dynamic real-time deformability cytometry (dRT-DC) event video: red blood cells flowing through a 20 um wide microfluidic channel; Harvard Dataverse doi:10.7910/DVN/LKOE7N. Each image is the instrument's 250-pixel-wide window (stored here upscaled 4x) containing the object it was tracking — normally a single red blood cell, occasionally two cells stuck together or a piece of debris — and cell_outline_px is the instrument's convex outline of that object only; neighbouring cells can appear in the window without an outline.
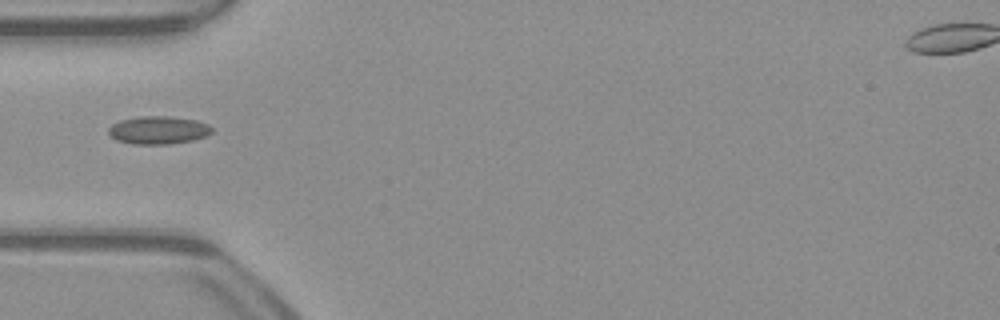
{"species": "common noctule bat (a hibernating species)", "species_latin": "Nyctalus noctula", "temperature_condition": "warm", "stored_images_in_passage": 36, "camera_frame_rate_fps": 3000, "um_per_image_px": 0.085, "animal": {"sex": "male", "body_mass_g": 23.1, "forearm_length_mm": 52.7}, "frame": {"image": 1, "passage_image": 1, "time_ms": 0.0, "image_size_px": [1000, 320], "cell_outline_px": [[212, 132], [204, 136], [192, 140], [168, 144], [132, 144], [116, 140], [108, 132], [108, 128], [112, 124], [120, 120], [140, 116], [168, 116], [196, 120], [208, 124], [212, 128]], "centroid_in_image_um": [13.43, 11.05], "position_along_channel_um": 71.6, "area_um2": 16.76}}
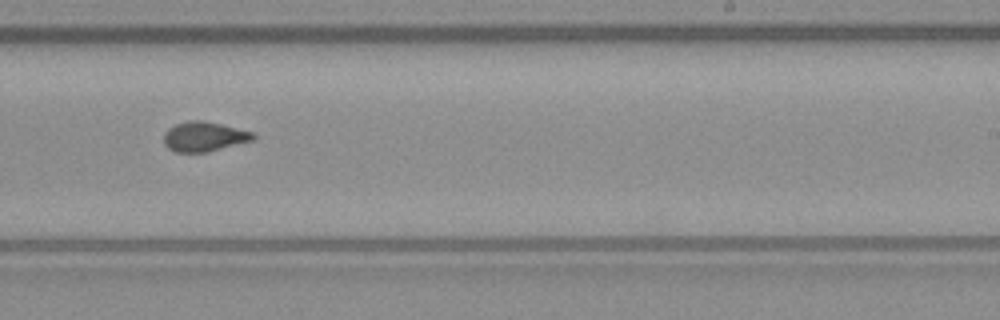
{"frame": {"image": 2, "passage_image": 16, "time_ms": 5.0, "image_size_px": [1000, 320], "cell_outline_px": [[256, 136], [252, 140], [208, 152], [176, 152], [168, 148], [164, 144], [164, 132], [168, 128], [176, 124], [188, 120], [204, 120], [252, 132]], "centroid_in_image_um": [17.31, 11.61], "position_along_channel_um": 271.7, "area_um2": 15.37}}
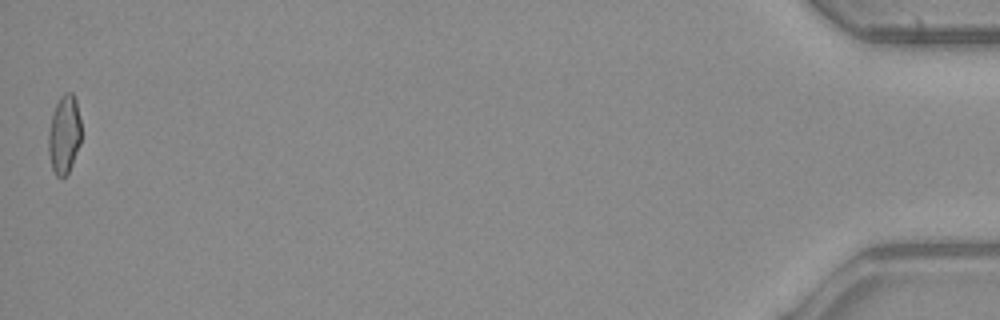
{"frame": {"image": 3, "passage_image": 36, "time_ms": 11.667, "image_size_px": [1000, 320], "cell_outline_px": [[80, 144], [72, 164], [68, 172], [64, 176], [56, 176], [52, 168], [48, 152], [48, 132], [52, 116], [56, 104], [60, 96], [64, 92], [72, 92], [76, 100], [80, 120]], "centroid_in_image_um": [5.45, 11.41], "position_along_channel_um": 429.8, "area_um2": 14.91}}